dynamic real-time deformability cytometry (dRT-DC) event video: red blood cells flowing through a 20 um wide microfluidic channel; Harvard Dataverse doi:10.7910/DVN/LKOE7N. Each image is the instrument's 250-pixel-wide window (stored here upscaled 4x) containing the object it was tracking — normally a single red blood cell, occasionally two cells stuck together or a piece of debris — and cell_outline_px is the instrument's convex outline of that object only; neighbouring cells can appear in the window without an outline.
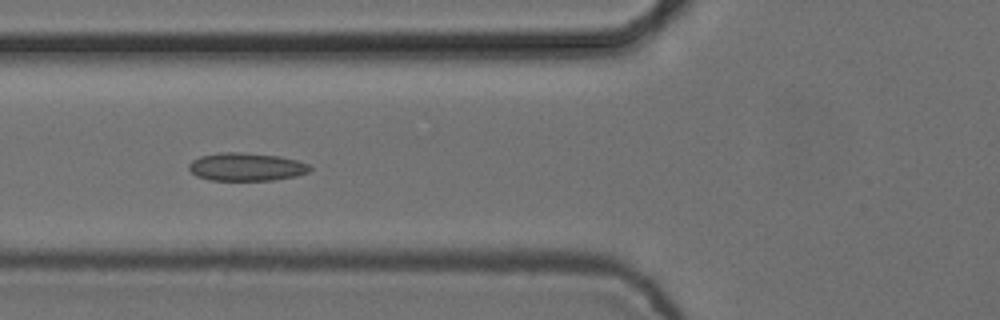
{"species": "common noctule bat (a hibernating species)", "species_latin": "Nyctalus noctula", "temperature_condition": "cold", "stored_images_in_passage": 7, "camera_frame_rate_fps": 3000, "um_per_image_px": 0.085, "animal": {"sex": "female", "body_mass_g": 24.6, "forearm_length_mm": 56.2}, "frame": {"image": 1, "passage_image": 6, "time_ms": 1.667, "image_size_px": [1000, 320], "cell_outline_px": [[312, 168], [308, 172], [296, 176], [272, 180], [208, 180], [196, 176], [188, 168], [188, 164], [192, 160], [200, 156], [220, 152], [240, 152], [280, 156], [296, 160], [308, 164]], "centroid_in_image_um": [20.91, 14.18], "position_along_channel_um": 104.9, "area_um2": 19.83}}
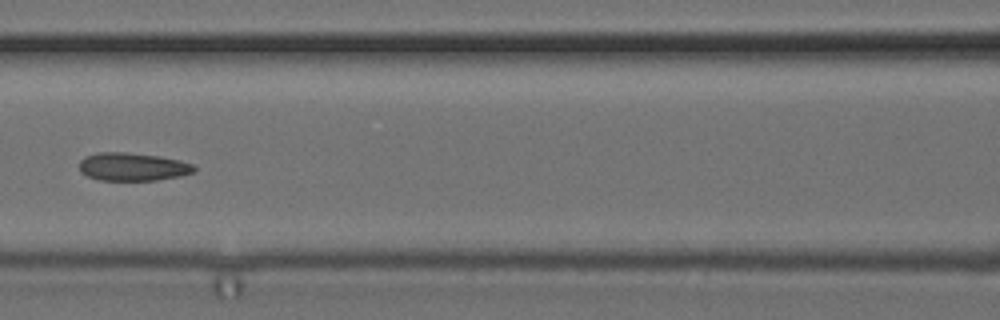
{"frame": {"image": 2, "passage_image": 7, "time_ms": 2.0, "image_size_px": [1000, 320], "cell_outline_px": [[196, 168], [192, 172], [180, 176], [156, 180], [100, 180], [88, 176], [80, 172], [80, 160], [84, 156], [96, 152], [124, 152], [160, 156], [180, 160], [192, 164]], "centroid_in_image_um": [11.25, 14.16], "position_along_channel_um": 155.4, "area_um2": 18.79}}